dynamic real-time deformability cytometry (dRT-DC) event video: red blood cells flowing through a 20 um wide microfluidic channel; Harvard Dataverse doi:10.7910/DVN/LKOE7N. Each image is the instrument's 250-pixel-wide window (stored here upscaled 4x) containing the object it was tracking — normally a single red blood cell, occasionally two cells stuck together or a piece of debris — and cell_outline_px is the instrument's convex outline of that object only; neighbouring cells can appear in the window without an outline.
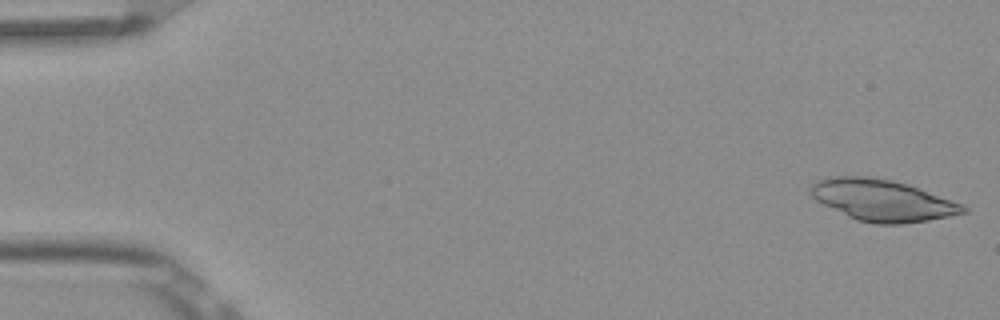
{"species": "Egyptian fruit bat (a non-hibernating species)", "species_latin": "Rousettus aegyptiacus", "temperature_condition": "room temperature", "stored_images_in_passage": 6, "camera_frame_rate_fps": 3000, "um_per_image_px": 0.085, "frame": {"image": 1, "passage_image": 1, "time_ms": 0.0, "image_size_px": [1000, 320], "cell_outline_px": [[968, 212], [928, 220], [900, 224], [876, 224], [856, 220], [816, 200], [812, 196], [808, 188], [812, 184], [820, 180], [832, 176], [868, 176], [892, 180], [908, 184], [964, 204], [968, 208]], "centroid_in_image_um": [75.02, 17.02], "position_along_channel_um": 10.0, "area_um2": 36.76}}